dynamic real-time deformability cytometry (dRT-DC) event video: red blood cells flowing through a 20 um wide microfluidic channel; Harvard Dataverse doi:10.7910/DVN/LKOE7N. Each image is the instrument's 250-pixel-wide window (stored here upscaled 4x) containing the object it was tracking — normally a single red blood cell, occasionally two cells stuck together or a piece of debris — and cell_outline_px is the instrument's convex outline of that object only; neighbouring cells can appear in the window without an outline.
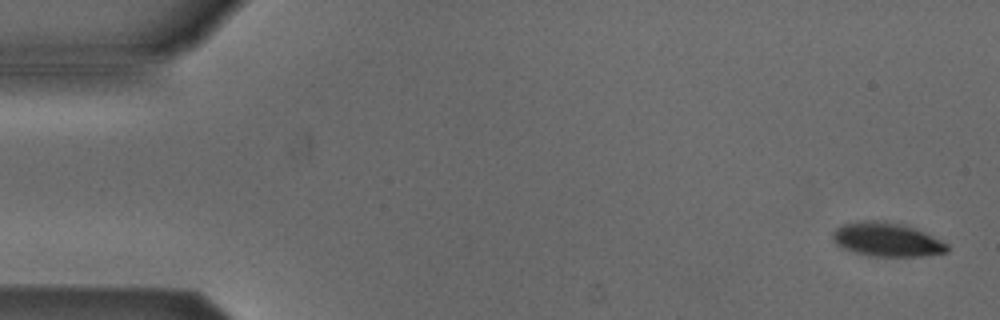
{"species": "Egyptian fruit bat (a non-hibernating species)", "species_latin": "Rousettus aegyptiacus", "temperature_condition": "cold", "stored_images_in_passage": 6, "camera_frame_rate_fps": 3000, "um_per_image_px": 0.085, "animal": {"sex": "male"}, "frame": {"image": 1, "passage_image": 1, "time_ms": 0.0, "image_size_px": [1000, 320], "cell_outline_px": [[948, 252], [924, 256], [872, 256], [856, 252], [844, 248], [836, 244], [832, 240], [832, 232], [836, 228], [844, 224], [864, 220], [884, 220], [904, 224], [924, 232], [948, 244]], "centroid_in_image_um": [75.38, 20.35], "position_along_channel_um": 9.6, "area_um2": 22.6}}
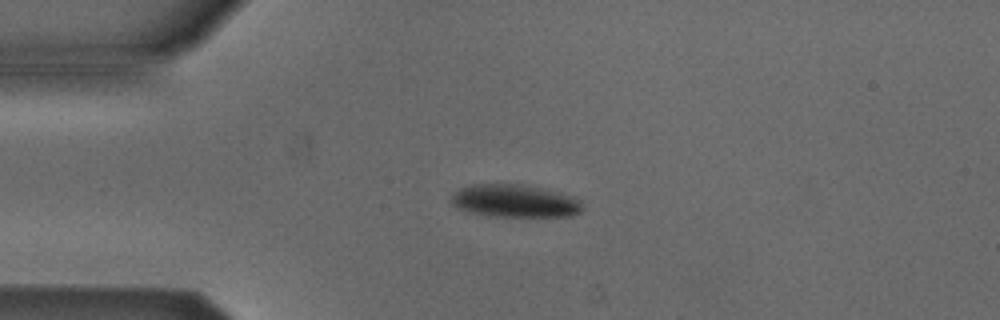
{"frame": {"image": 2, "passage_image": 4, "time_ms": 3.667, "image_size_px": [1000, 320], "cell_outline_px": [[584, 208], [580, 212], [572, 216], [484, 216], [468, 212], [452, 204], [448, 200], [452, 192], [460, 188], [472, 184], [520, 184], [540, 188], [572, 196]], "centroid_in_image_um": [43.66, 17.08], "position_along_channel_um": 41.3, "area_um2": 25.03}}
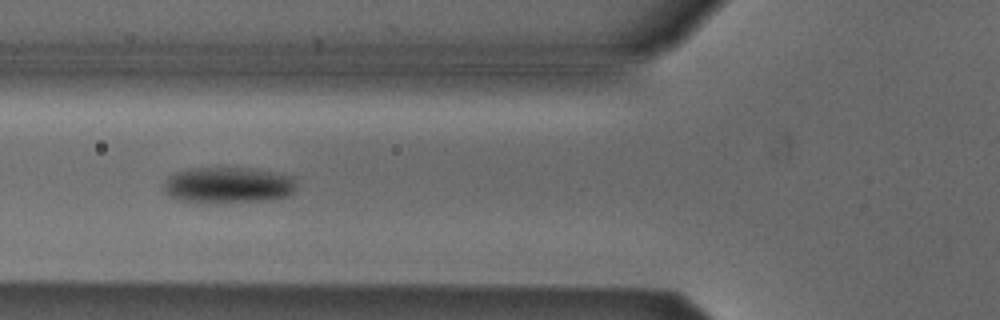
{"frame": {"image": 3, "passage_image": 6, "time_ms": 6.0, "image_size_px": [1000, 320], "cell_outline_px": [[296, 188], [292, 196], [276, 200], [208, 204], [176, 200], [168, 196], [164, 192], [164, 184], [168, 176], [176, 172], [196, 168], [248, 168], [272, 172], [292, 176], [296, 180]], "centroid_in_image_um": [19.42, 15.78], "position_along_channel_um": 106.4, "area_um2": 28.73}}